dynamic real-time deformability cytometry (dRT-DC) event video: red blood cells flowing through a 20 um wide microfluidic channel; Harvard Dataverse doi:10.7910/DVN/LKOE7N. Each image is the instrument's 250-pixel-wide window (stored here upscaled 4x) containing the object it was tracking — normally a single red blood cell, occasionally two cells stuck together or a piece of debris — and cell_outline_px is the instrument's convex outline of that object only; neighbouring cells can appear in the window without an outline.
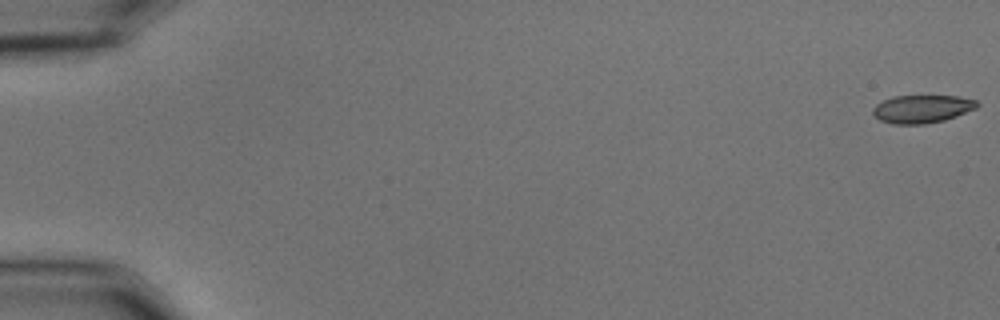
{"species": "common noctule bat (a hibernating species)", "species_latin": "Nyctalus noctula", "temperature_condition": "cold", "stored_images_in_passage": 57, "camera_frame_rate_fps": 3000, "um_per_image_px": 0.085, "animal": {"sex": "male", "body_mass_g": 15.6}, "frame": {"image": 1, "passage_image": 1, "time_ms": 0.0, "image_size_px": [1000, 320], "cell_outline_px": [[980, 104], [976, 108], [956, 116], [944, 120], [924, 124], [892, 124], [880, 120], [872, 112], [872, 108], [876, 104], [892, 96], [960, 96], [976, 100]], "centroid_in_image_um": [78.37, 9.25], "position_along_channel_um": 6.6, "area_um2": 16.99}}
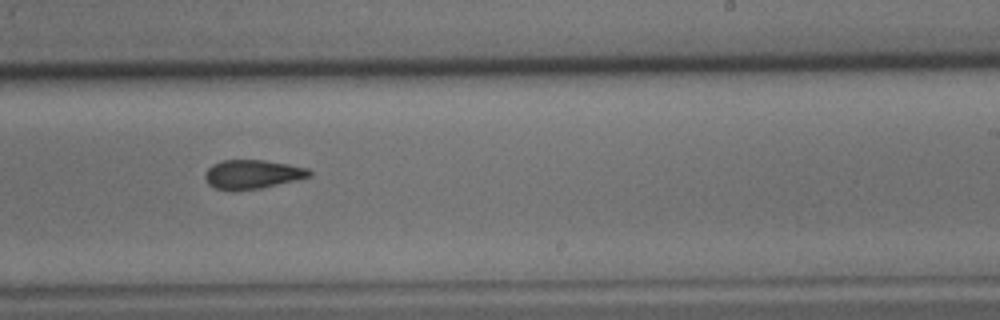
{"frame": {"image": 2, "passage_image": 36, "time_ms": 11.667, "image_size_px": [1000, 320], "cell_outline_px": [[312, 176], [296, 180], [260, 188], [216, 188], [208, 184], [204, 176], [208, 168], [212, 164], [220, 160], [264, 160], [288, 164], [308, 168], [312, 172]], "centroid_in_image_um": [21.48, 14.77], "position_along_channel_um": 267.5, "area_um2": 17.17}}
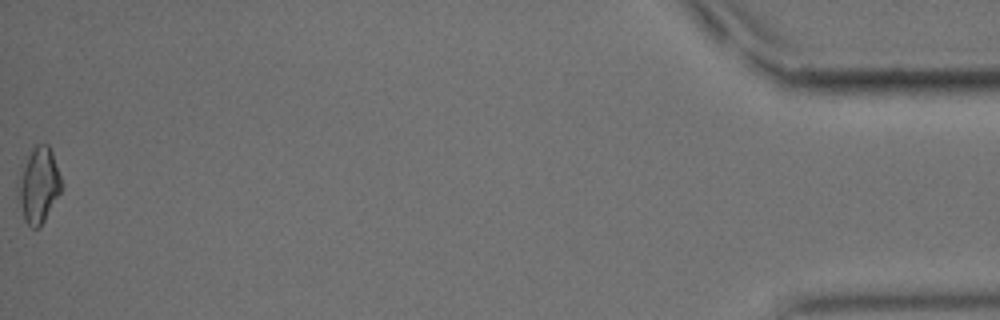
{"frame": {"image": 3, "passage_image": 57, "time_ms": 18.667, "image_size_px": [1000, 320], "cell_outline_px": [[60, 192], [44, 220], [36, 228], [32, 228], [24, 220], [16, 192], [16, 188], [20, 164], [24, 156], [32, 144], [48, 144], [52, 152], [60, 176]], "centroid_in_image_um": [3.2, 15.64], "position_along_channel_um": 432.0, "area_um2": 19.42}, "authors_computed_cell_mechanics": {"area_um2": 17.9758, "velocity_mm_per_s": 3.6235, "shape_relaxation_time_tau1_ms": null, "shape_relaxation_time_tau2_ms": 6.4543, "deformation_change_tau1": null, "deformation_change_tau2": 0.1227}}